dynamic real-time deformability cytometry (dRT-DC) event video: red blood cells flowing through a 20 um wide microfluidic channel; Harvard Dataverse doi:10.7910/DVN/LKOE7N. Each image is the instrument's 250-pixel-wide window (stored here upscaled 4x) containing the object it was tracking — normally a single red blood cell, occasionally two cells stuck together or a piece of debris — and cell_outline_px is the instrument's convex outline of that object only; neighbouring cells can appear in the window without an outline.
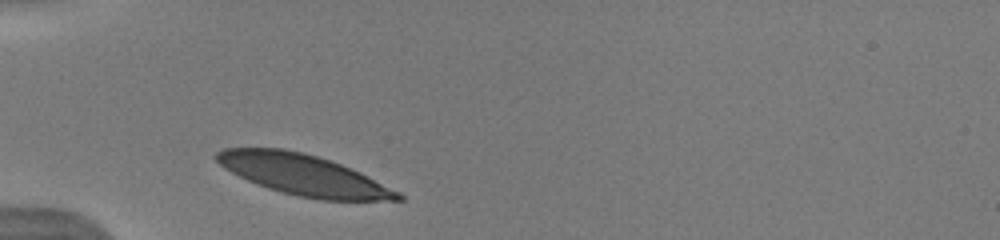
{"species": "human", "species_latin": "Homo sapiens", "temperature_condition": "warm", "stored_images_in_passage": 25, "camera_frame_rate_fps": 3000, "um_per_image_px": 0.085, "donor": {"sex": "male"}, "frame": {"image": 1, "passage_image": 1, "time_ms": 0.0, "image_size_px": [1000, 240], "cell_outline_px": [[404, 200], [320, 200], [280, 192], [268, 188], [248, 180], [224, 168], [212, 156], [216, 152], [224, 148], [284, 148], [304, 152], [332, 160], [400, 192], [404, 196]], "centroid_in_image_um": [25.76, 14.85], "position_along_channel_um": 59.2, "area_um2": 42.71}}
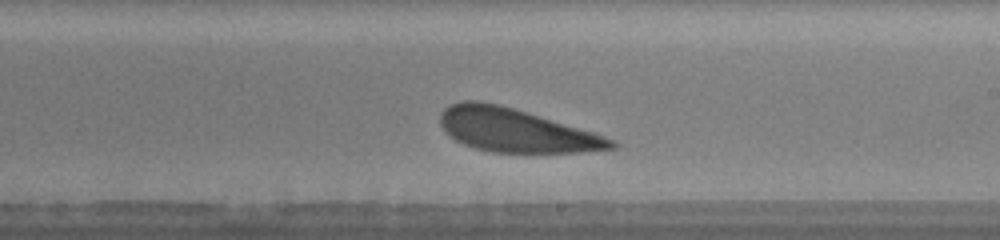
{"frame": {"image": 2, "passage_image": 14, "time_ms": 5.0, "image_size_px": [1000, 240], "cell_outline_px": [[620, 144], [616, 148], [580, 152], [492, 152], [476, 148], [464, 144], [456, 140], [440, 124], [440, 112], [448, 104], [460, 100], [480, 100], [500, 104], [592, 132], [616, 140]], "centroid_in_image_um": [43.82, 11.06], "position_along_channel_um": 245.2, "area_um2": 42.95}}